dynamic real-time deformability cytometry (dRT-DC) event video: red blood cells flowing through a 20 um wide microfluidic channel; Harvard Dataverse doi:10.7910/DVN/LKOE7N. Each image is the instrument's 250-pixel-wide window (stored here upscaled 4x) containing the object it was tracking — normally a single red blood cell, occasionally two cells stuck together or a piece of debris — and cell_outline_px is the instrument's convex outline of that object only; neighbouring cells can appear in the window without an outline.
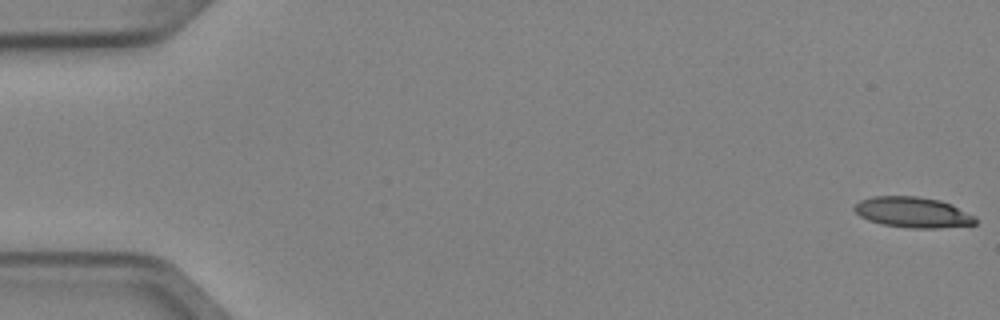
{"species": "Egyptian fruit bat (a non-hibernating species)", "species_latin": "Rousettus aegyptiacus", "temperature_condition": "cold", "stored_images_in_passage": 5, "camera_frame_rate_fps": 3000, "um_per_image_px": 0.085, "animal": {"sex": "female"}, "frame": {"image": 1, "passage_image": 1, "time_ms": 0.0, "image_size_px": [1000, 320], "cell_outline_px": [[976, 224], [936, 228], [912, 228], [880, 224], [868, 220], [860, 216], [852, 208], [860, 200], [876, 196], [916, 196], [940, 200], [952, 204], [976, 216]], "centroid_in_image_um": [77.6, 18.04], "position_along_channel_um": 7.4, "area_um2": 21.62}}
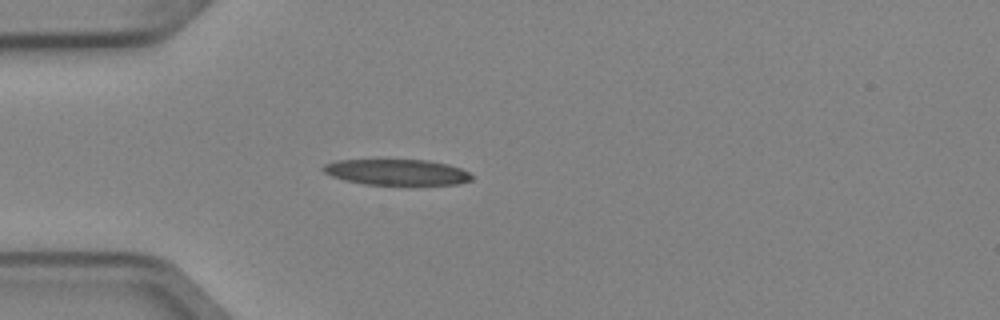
{"frame": {"image": 2, "passage_image": 5, "time_ms": 1.333, "image_size_px": [1000, 320], "cell_outline_px": [[472, 180], [460, 184], [364, 184], [344, 180], [332, 176], [324, 172], [320, 168], [324, 164], [336, 160], [428, 160], [448, 164], [460, 168], [468, 172], [472, 176]], "centroid_in_image_um": [33.71, 14.63], "position_along_channel_um": 51.3, "area_um2": 22.25}}